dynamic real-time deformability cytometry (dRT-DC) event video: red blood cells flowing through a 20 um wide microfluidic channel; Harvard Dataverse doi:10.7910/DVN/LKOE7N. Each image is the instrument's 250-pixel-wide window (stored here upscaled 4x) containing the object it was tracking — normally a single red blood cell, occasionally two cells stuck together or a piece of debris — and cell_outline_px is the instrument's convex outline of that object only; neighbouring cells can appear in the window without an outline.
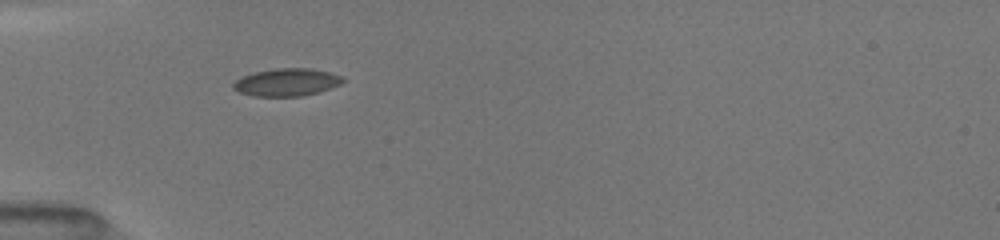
{"species": "common noctule bat (a hibernating species)", "species_latin": "Nyctalus noctula", "temperature_condition": "room temperature", "stored_images_in_passage": 5, "camera_frame_rate_fps": 3000, "um_per_image_px": 0.085, "animal": {"sex": "female", "body_mass_g": 19.5, "forearm_length_mm": 54.1}, "frame": {"image": 1, "passage_image": 1, "time_ms": 0.0, "image_size_px": [1000, 240], "cell_outline_px": [[348, 80], [340, 84], [320, 92], [300, 96], [252, 96], [240, 92], [232, 88], [232, 84], [236, 80], [244, 76], [256, 72], [276, 68], [312, 68], [344, 76]], "centroid_in_image_um": [24.42, 6.99], "position_along_channel_um": 60.6, "area_um2": 17.69}}
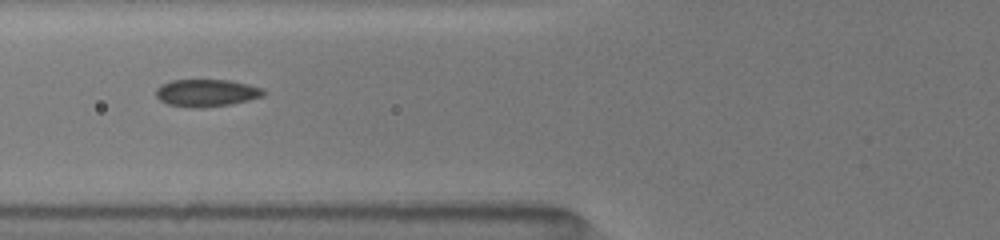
{"frame": {"image": 2, "passage_image": 3, "time_ms": 1.333, "image_size_px": [1000, 240], "cell_outline_px": [[268, 92], [264, 96], [232, 104], [200, 108], [192, 108], [168, 104], [160, 100], [156, 96], [156, 88], [160, 84], [172, 80], [228, 80], [248, 84], [264, 88]], "centroid_in_image_um": [17.58, 7.89], "position_along_channel_um": 108.2, "area_um2": 17.34}}
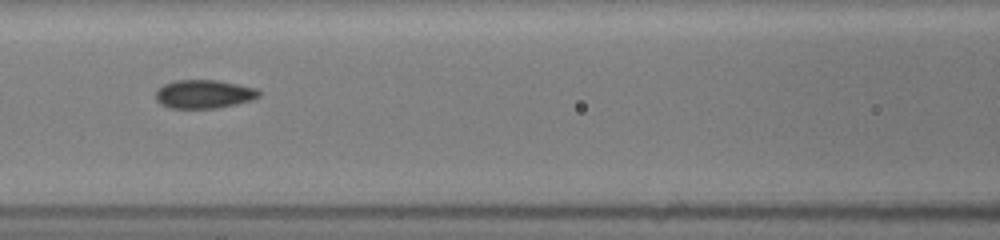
{"frame": {"image": 3, "passage_image": 4, "time_ms": 2.333, "image_size_px": [1000, 240], "cell_outline_px": [[260, 96], [252, 100], [236, 104], [216, 108], [168, 108], [160, 104], [156, 100], [156, 92], [164, 84], [176, 80], [216, 80], [256, 88], [260, 92]], "centroid_in_image_um": [17.33, 8.0], "position_along_channel_um": 149.3, "area_um2": 17.11}}